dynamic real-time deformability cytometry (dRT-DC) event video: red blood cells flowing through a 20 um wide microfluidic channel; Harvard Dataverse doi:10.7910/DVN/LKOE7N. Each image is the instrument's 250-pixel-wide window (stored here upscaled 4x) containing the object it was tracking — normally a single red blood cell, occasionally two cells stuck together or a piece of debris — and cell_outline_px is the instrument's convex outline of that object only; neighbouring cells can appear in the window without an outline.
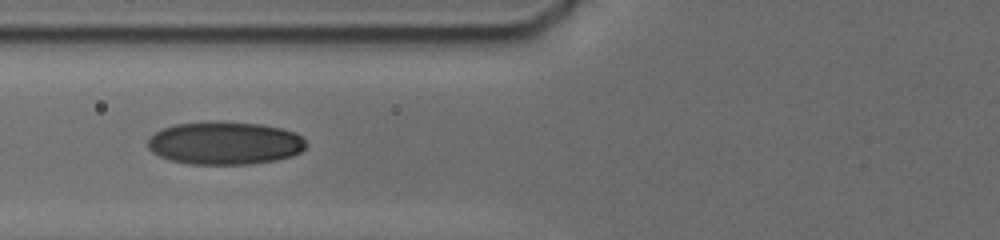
{"species": "human", "species_latin": "Homo sapiens", "temperature_condition": "cold", "stored_images_in_passage": 17, "camera_frame_rate_fps": 3000, "um_per_image_px": 0.085, "donor": {"sex": "male"}, "frame": {"image": 1, "passage_image": 2, "time_ms": 1.0, "image_size_px": [1000, 240], "cell_outline_px": [[308, 144], [300, 152], [292, 156], [276, 160], [252, 164], [188, 164], [168, 160], [152, 152], [148, 148], [148, 136], [164, 128], [176, 124], [212, 120], [216, 120], [260, 124], [280, 128], [296, 132]], "centroid_in_image_um": [19.09, 12.16], "position_along_channel_um": 106.7, "area_um2": 40.06}}
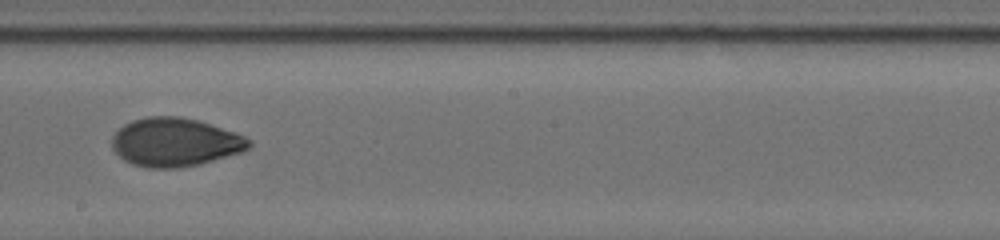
{"frame": {"image": 2, "passage_image": 5, "time_ms": 4.333, "image_size_px": [1000, 240], "cell_outline_px": [[252, 144], [248, 148], [240, 152], [200, 164], [176, 168], [148, 168], [132, 164], [124, 160], [112, 148], [112, 136], [124, 124], [132, 120], [148, 116], [180, 116], [196, 120], [236, 132], [252, 140]], "centroid_in_image_um": [14.87, 12.08], "position_along_channel_um": 233.3, "area_um2": 38.67}}
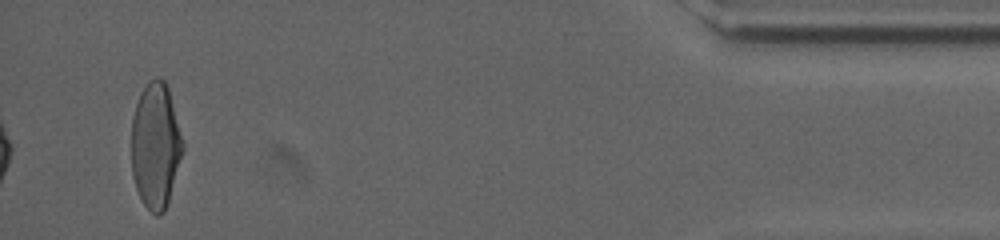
{"frame": {"image": 3, "passage_image": 16, "time_ms": 11.0, "image_size_px": [1000, 240], "cell_outline_px": [[184, 148], [168, 200], [164, 212], [156, 216], [144, 204], [136, 188], [132, 176], [132, 116], [140, 92], [148, 80], [156, 76], [160, 76], [164, 80], [168, 88], [184, 144]], "centroid_in_image_um": [13.21, 12.33], "position_along_channel_um": 422.0, "area_um2": 37.45}, "authors_computed_cell_mechanics": {"area_um2": 37.6278, "velocity_mm_per_s": 3.7935, "shape_relaxation_time_tau1_ms": 5.0848, "shape_relaxation_time_tau2_ms": 1.4039, "deformation_change_tau1": 0.1498, "deformation_change_tau2": 0.0414}}